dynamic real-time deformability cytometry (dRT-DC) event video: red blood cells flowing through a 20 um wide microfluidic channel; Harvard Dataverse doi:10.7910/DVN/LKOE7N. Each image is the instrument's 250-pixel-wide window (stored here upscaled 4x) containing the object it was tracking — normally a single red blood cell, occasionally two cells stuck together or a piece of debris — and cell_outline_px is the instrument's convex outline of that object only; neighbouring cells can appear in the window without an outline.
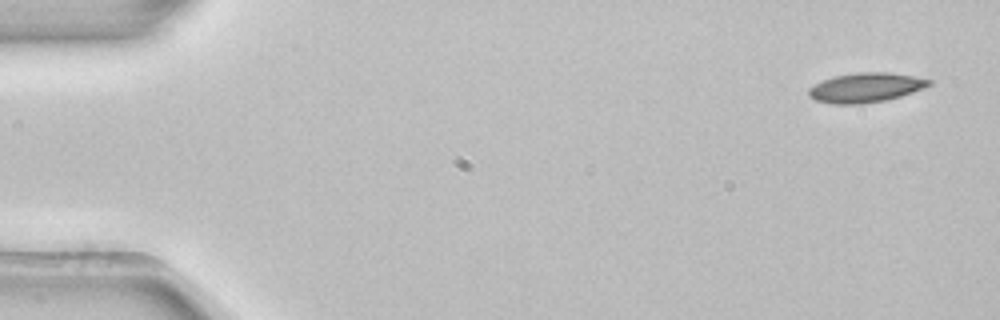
{"species": "common noctule bat (a hibernating species)", "species_latin": "Nyctalus noctula", "temperature_condition": "room temperature", "stored_images_in_passage": 5, "camera_frame_rate_fps": 3000, "um_per_image_px": 0.085, "animal": {"sex": "female", "body_mass_g": 22.7, "forearm_length_mm": 54.2}, "frame": {"image": 1, "passage_image": 1, "time_ms": 0.0, "image_size_px": [1000, 320], "cell_outline_px": [[932, 84], [924, 88], [900, 96], [884, 100], [860, 104], [832, 104], [816, 100], [808, 96], [808, 88], [824, 80], [836, 76], [860, 72], [888, 72], [912, 76], [932, 80]], "centroid_in_image_um": [73.58, 7.45], "position_along_channel_um": 11.4, "area_um2": 20.46}}
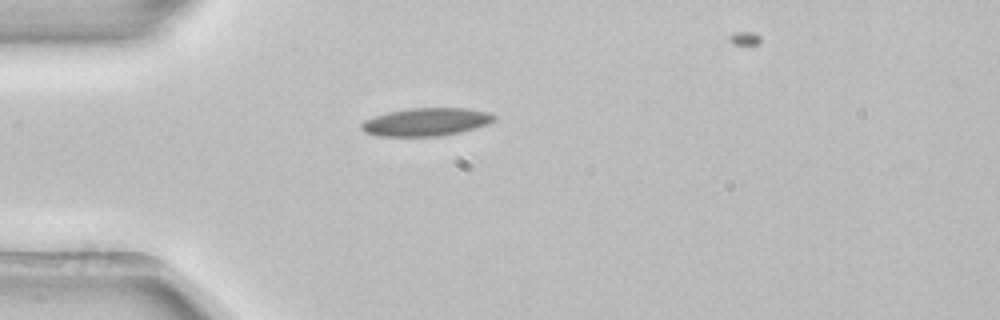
{"frame": {"image": 2, "passage_image": 4, "time_ms": 1.0, "image_size_px": [1000, 320], "cell_outline_px": [[496, 120], [488, 124], [476, 128], [460, 132], [440, 136], [376, 136], [364, 132], [360, 128], [360, 124], [364, 120], [388, 112], [408, 108], [464, 108], [488, 112], [496, 116]], "centroid_in_image_um": [36.22, 10.37], "position_along_channel_um": 48.8, "area_um2": 21.73}}